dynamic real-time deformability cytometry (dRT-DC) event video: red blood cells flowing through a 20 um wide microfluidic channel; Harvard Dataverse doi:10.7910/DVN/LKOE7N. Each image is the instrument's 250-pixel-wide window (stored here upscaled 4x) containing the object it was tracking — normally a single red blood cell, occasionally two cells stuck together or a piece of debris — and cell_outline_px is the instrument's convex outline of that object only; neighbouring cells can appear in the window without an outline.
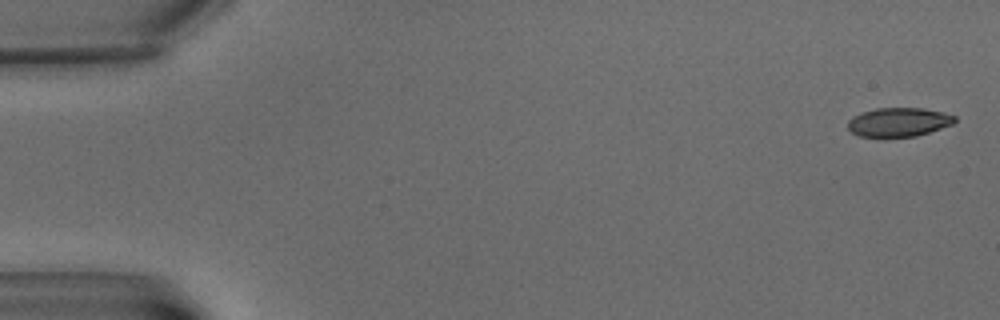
{"species": "common noctule bat (a hibernating species)", "species_latin": "Nyctalus noctula", "temperature_condition": "warm", "stored_images_in_passage": 7, "camera_frame_rate_fps": 3000, "um_per_image_px": 0.085, "animal": {"sex": "male", "body_mass_g": 15.6}, "frame": {"image": 1, "passage_image": 1, "time_ms": 0.0, "image_size_px": [1000, 320], "cell_outline_px": [[956, 120], [952, 124], [916, 136], [860, 136], [852, 132], [848, 128], [848, 120], [852, 116], [876, 108], [924, 108], [944, 112], [956, 116]], "centroid_in_image_um": [76.4, 10.36], "position_along_channel_um": 8.6, "area_um2": 17.8}}